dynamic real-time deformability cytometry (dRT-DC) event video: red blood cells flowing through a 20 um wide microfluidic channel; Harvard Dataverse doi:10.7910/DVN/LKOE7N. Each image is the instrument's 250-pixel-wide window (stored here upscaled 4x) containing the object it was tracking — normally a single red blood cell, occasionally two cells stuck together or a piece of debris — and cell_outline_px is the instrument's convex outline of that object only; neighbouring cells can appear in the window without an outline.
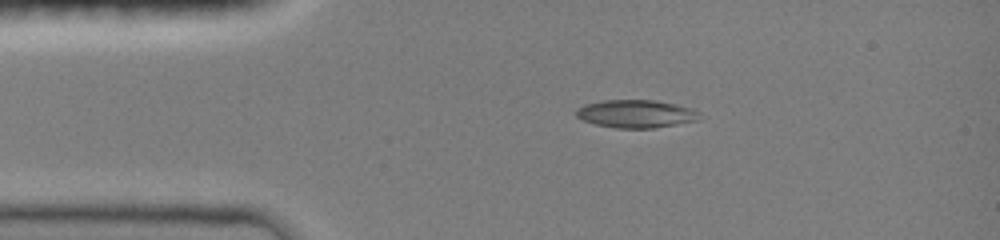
{"species": "common noctule bat (a hibernating species)", "species_latin": "Nyctalus noctula", "temperature_condition": "room temperature", "stored_images_in_passage": 39, "camera_frame_rate_fps": 3000, "um_per_image_px": 0.085, "animal": {"sex": "female", "body_mass_g": 19.0, "forearm_length_mm": 51.5}, "frame": {"image": 1, "passage_image": 1, "time_ms": 0.0, "image_size_px": [1000, 240], "cell_outline_px": [[700, 120], [652, 128], [616, 128], [596, 124], [584, 120], [576, 116], [576, 108], [584, 104], [604, 100], [656, 100], [676, 104], [692, 108], [700, 112]], "centroid_in_image_um": [54.08, 9.66], "position_along_channel_um": 30.9, "area_um2": 20.11}}
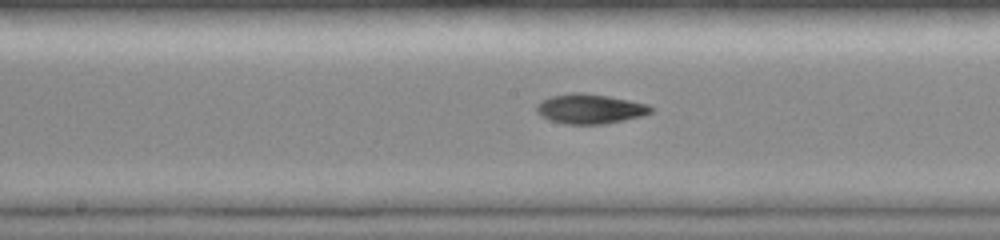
{"frame": {"image": 2, "passage_image": 16, "time_ms": 5.0, "image_size_px": [1000, 240], "cell_outline_px": [[652, 112], [640, 116], [624, 120], [604, 124], [564, 124], [548, 120], [540, 116], [536, 112], [536, 104], [540, 100], [552, 96], [572, 92], [584, 92], [608, 96], [648, 104], [652, 108]], "centroid_in_image_um": [50.08, 9.25], "position_along_channel_um": 198.1, "area_um2": 19.94}}
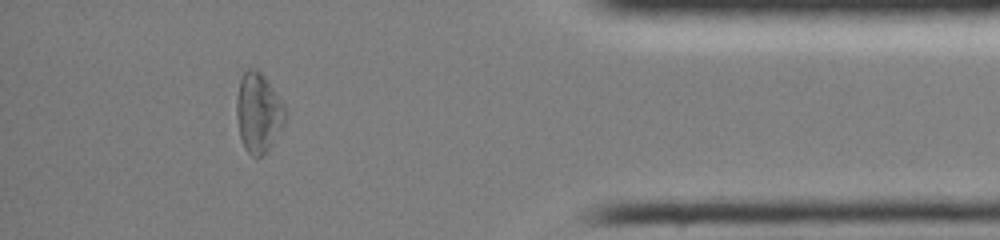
{"frame": {"image": 3, "passage_image": 34, "time_ms": 11.0, "image_size_px": [1000, 240], "cell_outline_px": [[288, 116], [284, 124], [268, 152], [264, 156], [252, 156], [244, 148], [240, 136], [236, 116], [236, 96], [240, 80], [244, 72], [248, 68], [256, 68], [264, 76], [284, 104], [288, 112]], "centroid_in_image_um": [21.98, 9.6], "position_along_channel_um": 413.2, "area_um2": 22.95}, "authors_computed_cell_mechanics": {"area_um2": 19.941, "velocity_mm_per_s": 4.0479, "shape_relaxation_time_tau1_ms": null, "shape_relaxation_time_tau2_ms": 5.4433, "deformation_change_tau1": null, "deformation_change_tau2": 0.1248}}